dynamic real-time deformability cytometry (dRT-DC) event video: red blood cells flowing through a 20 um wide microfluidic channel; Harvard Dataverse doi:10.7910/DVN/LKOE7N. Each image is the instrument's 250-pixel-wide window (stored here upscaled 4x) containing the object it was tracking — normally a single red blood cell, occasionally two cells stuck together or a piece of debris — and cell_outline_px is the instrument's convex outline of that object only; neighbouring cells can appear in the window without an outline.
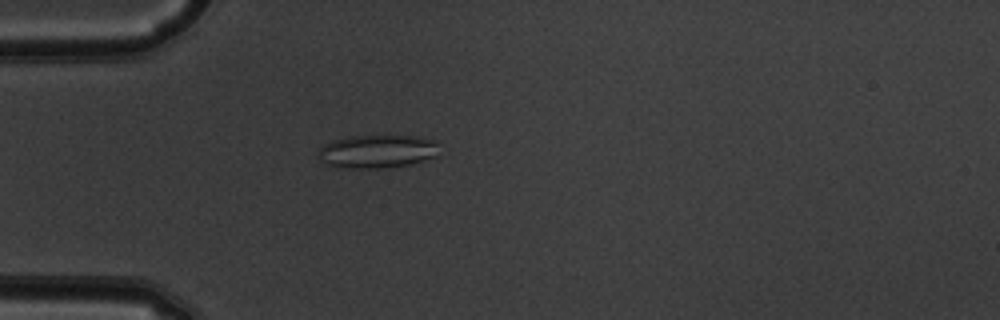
{"species": "common noctule bat (a hibernating species)", "species_latin": "Nyctalus noctula", "temperature_condition": "warm", "stored_images_in_passage": 51, "camera_frame_rate_fps": 3000, "um_per_image_px": 0.085, "animal": {"sex": "male", "body_mass_g": 19.5, "forearm_length_mm": 54.6}, "frame": {"image": 1, "passage_image": 15, "time_ms": 4.667, "image_size_px": [1000, 320], "cell_outline_px": [[436, 156], [412, 164], [384, 168], [336, 168], [324, 164], [320, 160], [320, 148], [324, 144], [332, 140], [352, 136], [416, 136], [436, 140]], "centroid_in_image_um": [32.03, 12.88], "position_along_channel_um": 53.0, "area_um2": 23.47}}
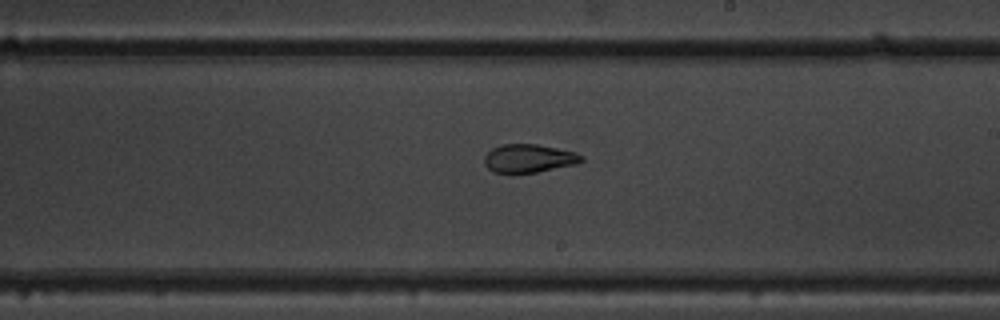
{"frame": {"image": 2, "passage_image": 30, "time_ms": 9.667, "image_size_px": [1000, 320], "cell_outline_px": [[584, 160], [576, 164], [536, 172], [492, 172], [484, 164], [484, 156], [492, 148], [500, 144], [536, 144], [576, 152], [584, 156]], "centroid_in_image_um": [44.95, 13.45], "position_along_channel_um": 244.1, "area_um2": 15.95}}
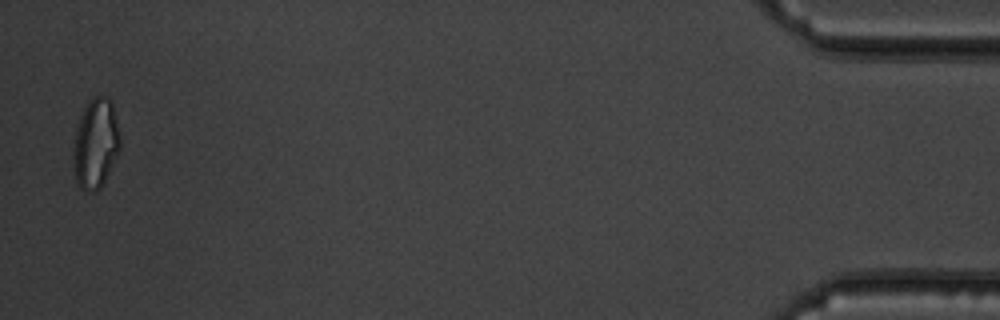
{"frame": {"image": 3, "passage_image": 50, "time_ms": 16.333, "image_size_px": [1000, 320], "cell_outline_px": [[120, 148], [100, 188], [96, 192], [88, 192], [80, 188], [76, 184], [72, 156], [72, 152], [76, 128], [80, 116], [84, 108], [92, 96], [108, 96], [112, 100], [120, 136]], "centroid_in_image_um": [8.11, 12.19], "position_along_channel_um": 427.1, "area_um2": 24.68}, "authors_computed_cell_mechanics": {"area_um2": 21.9062, "velocity_mm_per_s": 4.0346, "shape_relaxation_time_tau1_ms": null, "shape_relaxation_time_tau2_ms": 2.4837, "deformation_change_tau1": null, "deformation_change_tau2": 0.1001}}